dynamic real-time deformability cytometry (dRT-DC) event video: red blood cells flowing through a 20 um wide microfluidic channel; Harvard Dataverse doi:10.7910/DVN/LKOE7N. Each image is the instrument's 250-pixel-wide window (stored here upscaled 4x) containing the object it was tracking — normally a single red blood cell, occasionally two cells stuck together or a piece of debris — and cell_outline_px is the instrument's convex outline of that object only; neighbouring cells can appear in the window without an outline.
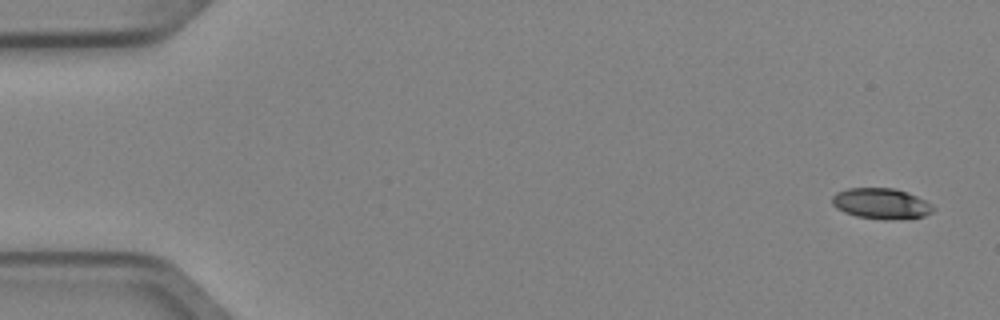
{"species": "Egyptian fruit bat (a non-hibernating species)", "species_latin": "Rousettus aegyptiacus", "temperature_condition": "cold", "stored_images_in_passage": 4, "camera_frame_rate_fps": 3000, "um_per_image_px": 0.085, "animal": {"sex": "female"}, "frame": {"image": 1, "passage_image": 1, "time_ms": 0.0, "image_size_px": [1000, 320], "cell_outline_px": [[936, 208], [932, 212], [924, 216], [884, 220], [856, 216], [844, 212], [836, 208], [832, 204], [832, 196], [836, 192], [848, 188], [896, 188], [908, 192], [932, 204]], "centroid_in_image_um": [74.89, 17.29], "position_along_channel_um": 10.1, "area_um2": 18.15}}
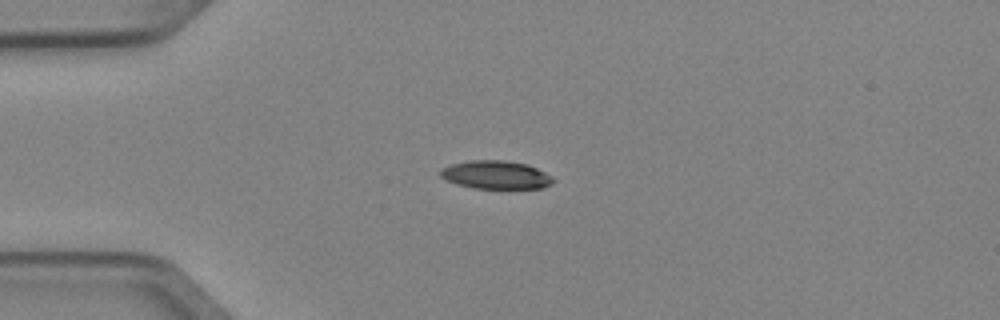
{"frame": {"image": 2, "passage_image": 4, "time_ms": 1.0, "image_size_px": [1000, 320], "cell_outline_px": [[556, 180], [552, 184], [544, 188], [476, 188], [456, 184], [440, 176], [440, 172], [444, 168], [452, 164], [468, 160], [504, 160], [528, 164], [552, 176]], "centroid_in_image_um": [42.2, 14.86], "position_along_channel_um": 42.8, "area_um2": 18.5}}